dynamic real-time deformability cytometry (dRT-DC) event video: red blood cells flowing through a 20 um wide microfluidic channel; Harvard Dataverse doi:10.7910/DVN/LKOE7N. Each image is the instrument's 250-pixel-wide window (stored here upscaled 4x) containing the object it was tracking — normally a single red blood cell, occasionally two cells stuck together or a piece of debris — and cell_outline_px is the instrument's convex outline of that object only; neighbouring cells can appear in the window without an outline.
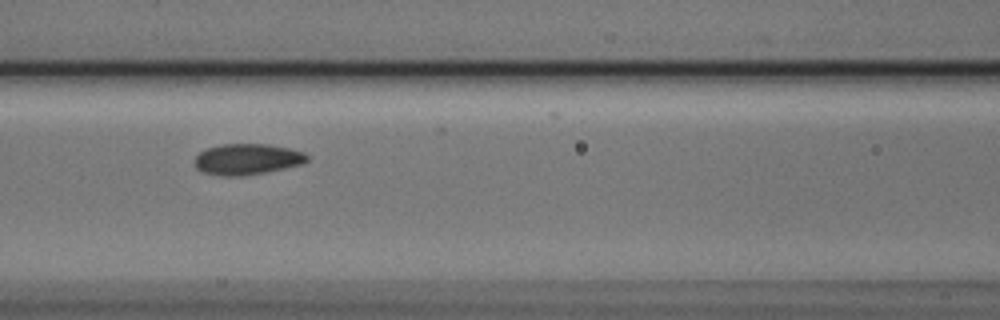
{"species": "Egyptian fruit bat (a non-hibernating species)", "species_latin": "Rousettus aegyptiacus", "temperature_condition": "cold", "stored_images_in_passage": 7, "camera_frame_rate_fps": 3000, "um_per_image_px": 0.085, "animal": {"sex": "male"}, "frame": {"image": 1, "passage_image": 3, "time_ms": 0.667, "image_size_px": [1000, 320], "cell_outline_px": [[308, 160], [300, 164], [284, 168], [244, 176], [224, 176], [200, 172], [192, 164], [192, 160], [200, 152], [208, 148], [224, 144], [268, 144], [288, 148], [304, 152], [308, 156]], "centroid_in_image_um": [20.95, 13.54], "position_along_channel_um": 145.7, "area_um2": 20.35}}
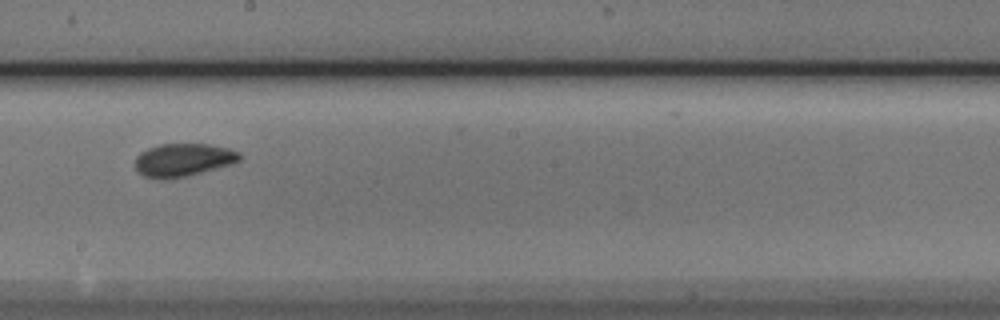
{"frame": {"image": 2, "passage_image": 5, "time_ms": 1.333, "image_size_px": [1000, 320], "cell_outline_px": [[240, 160], [232, 164], [188, 176], [164, 180], [160, 180], [144, 176], [136, 168], [136, 156], [140, 152], [148, 148], [160, 144], [208, 144], [228, 148], [240, 152]], "centroid_in_image_um": [15.57, 13.6], "position_along_channel_um": 232.6, "area_um2": 20.17}}
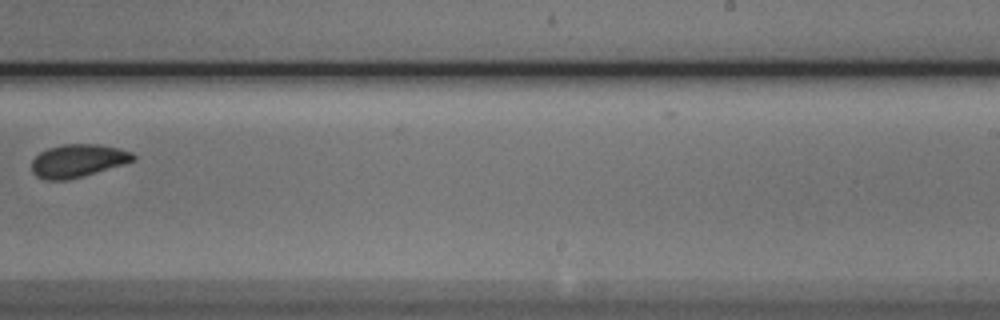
{"frame": {"image": 3, "passage_image": 6, "time_ms": 1.667, "image_size_px": [1000, 320], "cell_outline_px": [[136, 160], [68, 180], [44, 180], [36, 176], [32, 172], [32, 160], [40, 152], [48, 148], [64, 144], [100, 144], [120, 148], [132, 152], [136, 156]], "centroid_in_image_um": [6.61, 13.65], "position_along_channel_um": 282.4, "area_um2": 19.48}}